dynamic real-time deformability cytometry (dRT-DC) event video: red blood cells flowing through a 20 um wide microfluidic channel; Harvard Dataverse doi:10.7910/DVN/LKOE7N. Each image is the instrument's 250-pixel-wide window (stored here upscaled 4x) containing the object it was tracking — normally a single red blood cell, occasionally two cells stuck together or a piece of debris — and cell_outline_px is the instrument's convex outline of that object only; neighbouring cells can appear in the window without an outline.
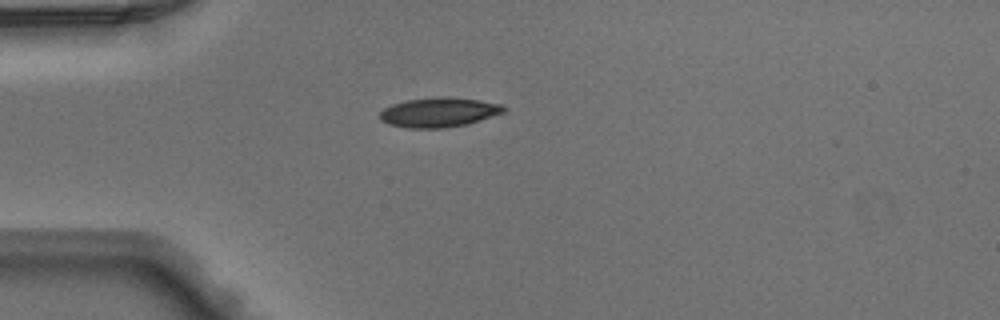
{"species": "Egyptian fruit bat (a non-hibernating species)", "species_latin": "Rousettus aegyptiacus", "temperature_condition": "warm", "stored_images_in_passage": 36, "camera_frame_rate_fps": 3000, "um_per_image_px": 0.085, "animal": {"sex": "male"}, "frame": {"image": 1, "passage_image": 1, "time_ms": 0.0, "image_size_px": [1000, 320], "cell_outline_px": [[508, 108], [504, 112], [468, 124], [444, 128], [408, 128], [388, 124], [380, 120], [380, 112], [384, 108], [392, 104], [408, 100], [440, 96], [480, 100], [500, 104]], "centroid_in_image_um": [37.3, 9.55], "position_along_channel_um": 47.7, "area_um2": 21.33}}
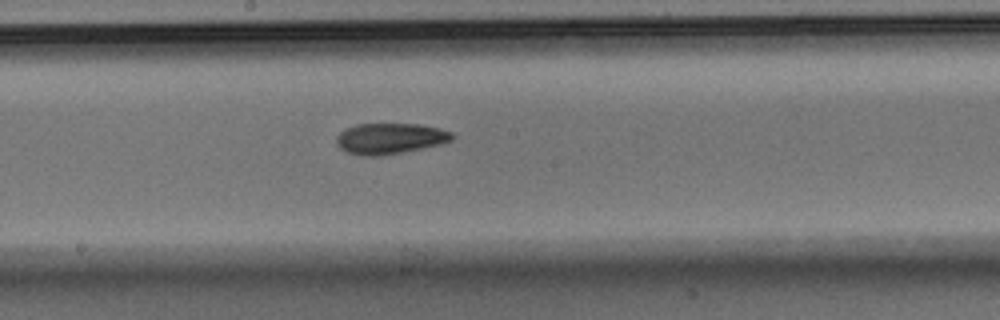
{"frame": {"image": 2, "passage_image": 14, "time_ms": 4.333, "image_size_px": [1000, 320], "cell_outline_px": [[456, 136], [452, 140], [444, 144], [424, 148], [376, 156], [360, 156], [348, 152], [340, 148], [336, 144], [336, 136], [340, 132], [356, 124], [420, 124], [440, 128], [452, 132]], "centroid_in_image_um": [33.19, 11.77], "position_along_channel_um": 215.0, "area_um2": 20.92}}
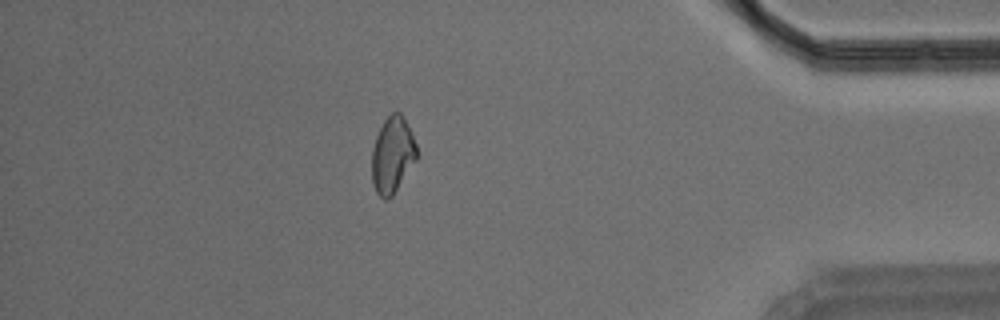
{"frame": {"image": 3, "passage_image": 30, "time_ms": 9.667, "image_size_px": [1000, 320], "cell_outline_px": [[416, 160], [392, 196], [388, 200], [384, 200], [376, 192], [372, 184], [372, 148], [376, 136], [384, 120], [392, 112], [400, 112], [404, 116], [416, 144]], "centroid_in_image_um": [33.34, 13.17], "position_along_channel_um": 401.9, "area_um2": 19.88}}